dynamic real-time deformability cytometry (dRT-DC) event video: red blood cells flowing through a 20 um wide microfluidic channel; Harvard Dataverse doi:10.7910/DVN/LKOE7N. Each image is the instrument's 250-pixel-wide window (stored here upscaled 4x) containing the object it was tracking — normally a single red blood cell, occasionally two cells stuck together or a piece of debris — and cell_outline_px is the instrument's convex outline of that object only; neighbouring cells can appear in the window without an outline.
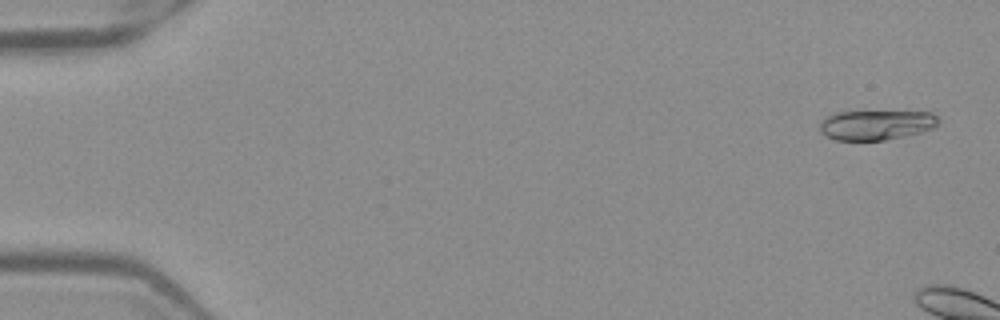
{"species": "Egyptian fruit bat (a non-hibernating species)", "species_latin": "Rousettus aegyptiacus", "temperature_condition": "warm", "stored_images_in_passage": 7, "camera_frame_rate_fps": 3000, "um_per_image_px": 0.085, "frame": {"image": 1, "passage_image": 2, "time_ms": 0.333, "image_size_px": [1000, 320], "cell_outline_px": [[936, 124], [932, 128], [920, 132], [904, 136], [884, 140], [836, 140], [820, 132], [820, 124], [824, 116], [832, 112], [932, 112], [936, 116]], "centroid_in_image_um": [74.4, 10.62], "position_along_channel_um": 10.6, "area_um2": 20.35}}